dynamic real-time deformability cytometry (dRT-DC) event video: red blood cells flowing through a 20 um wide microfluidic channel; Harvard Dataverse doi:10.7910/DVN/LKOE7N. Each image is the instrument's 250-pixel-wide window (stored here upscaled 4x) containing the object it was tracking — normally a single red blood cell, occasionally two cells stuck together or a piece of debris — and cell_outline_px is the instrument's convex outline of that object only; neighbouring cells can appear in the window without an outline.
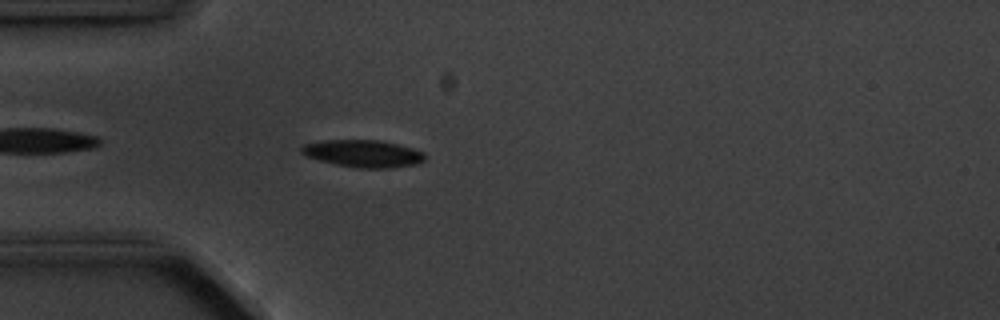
{"species": "common noctule bat (a hibernating species)", "species_latin": "Nyctalus noctula", "temperature_condition": "cold", "stored_images_in_passage": 3, "camera_frame_rate_fps": 3000, "um_per_image_px": 0.085, "animal": {"sex": "male", "body_mass_g": 20.1, "forearm_length_mm": 53.5}, "frame": {"image": 1, "passage_image": 3, "time_ms": 2.333, "image_size_px": [1000, 320], "cell_outline_px": [[424, 160], [416, 164], [392, 168], [356, 168], [336, 164], [304, 156], [300, 152], [300, 148], [304, 144], [324, 140], [380, 140], [412, 148], [424, 152]], "centroid_in_image_um": [30.84, 13.05], "position_along_channel_um": 54.2, "area_um2": 19.59}}